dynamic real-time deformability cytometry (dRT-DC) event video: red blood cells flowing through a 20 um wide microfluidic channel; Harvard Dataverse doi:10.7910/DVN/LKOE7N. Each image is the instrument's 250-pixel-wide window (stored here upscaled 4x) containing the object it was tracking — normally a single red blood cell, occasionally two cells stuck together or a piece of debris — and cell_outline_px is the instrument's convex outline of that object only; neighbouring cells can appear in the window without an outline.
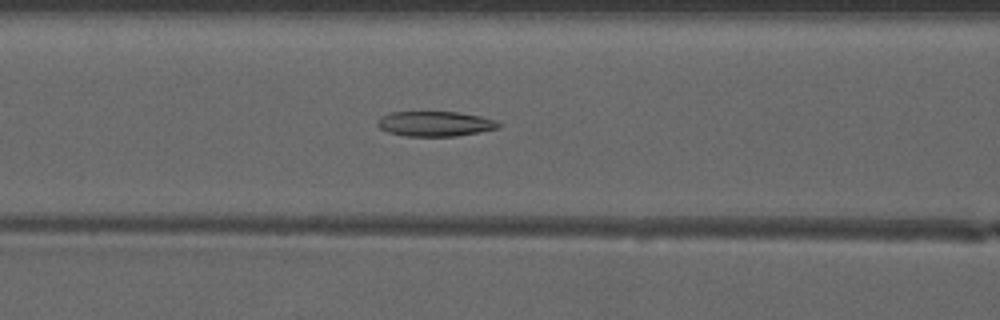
{"species": "common noctule bat (a hibernating species)", "species_latin": "Nyctalus noctula", "temperature_condition": "warm", "stored_images_in_passage": 50, "camera_frame_rate_fps": 3000, "um_per_image_px": 0.085, "animal": {"sex": "male", "forearm_length_mm": 52.5}, "frame": {"image": 1, "passage_image": 22, "time_ms": 7.0, "image_size_px": [1000, 320], "cell_outline_px": [[504, 124], [500, 128], [456, 136], [404, 136], [388, 132], [380, 128], [376, 124], [376, 120], [380, 116], [388, 112], [456, 112], [480, 116], [496, 120]], "centroid_in_image_um": [36.97, 10.52], "position_along_channel_um": 129.6, "area_um2": 17.86}}
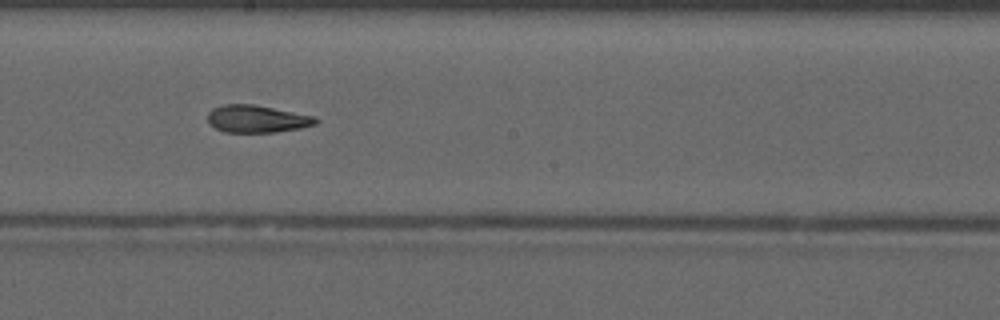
{"frame": {"image": 2, "passage_image": 29, "time_ms": 9.333, "image_size_px": [1000, 320], "cell_outline_px": [[320, 120], [316, 124], [300, 128], [276, 132], [224, 132], [208, 124], [208, 112], [212, 108], [224, 104], [252, 104], [316, 116]], "centroid_in_image_um": [21.84, 10.1], "position_along_channel_um": 226.4, "area_um2": 17.34}}
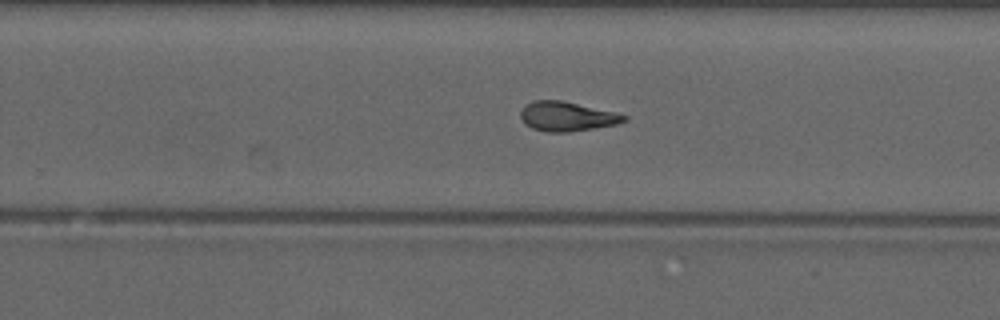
{"frame": {"image": 3, "passage_image": 33, "time_ms": 10.667, "image_size_px": [1000, 320], "cell_outline_px": [[628, 120], [616, 124], [572, 132], [548, 132], [532, 128], [524, 124], [520, 116], [520, 112], [524, 104], [536, 100], [560, 100], [612, 112], [628, 116]], "centroid_in_image_um": [48.14, 9.9], "position_along_channel_um": 281.7, "area_um2": 17.63}, "authors_computed_cell_mechanics": {"area_um2": 18.1203, "velocity_mm_per_s": 4.1637, "shape_relaxation_time_tau1_ms": null, "shape_relaxation_time_tau2_ms": 2.9425, "deformation_change_tau1": null, "deformation_change_tau2": 0.1143}}